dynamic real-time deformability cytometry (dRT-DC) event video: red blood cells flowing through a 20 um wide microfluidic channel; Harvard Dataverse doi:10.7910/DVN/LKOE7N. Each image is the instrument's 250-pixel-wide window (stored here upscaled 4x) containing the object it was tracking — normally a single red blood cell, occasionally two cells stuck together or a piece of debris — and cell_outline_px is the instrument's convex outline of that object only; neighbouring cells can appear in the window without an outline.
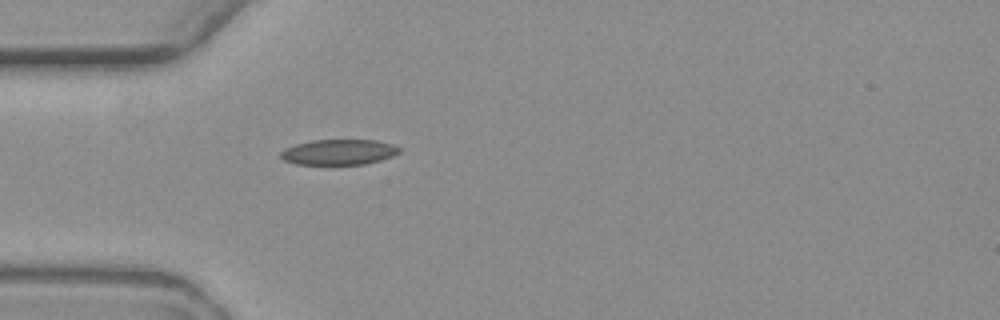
{"species": "common noctule bat (a hibernating species)", "species_latin": "Nyctalus noctula", "temperature_condition": "warm", "stored_images_in_passage": 1, "camera_frame_rate_fps": 3000, "um_per_image_px": 0.085, "animal": {"sex": "female", "body_mass_g": 19.3, "forearm_length_mm": 54.1}, "frame": {"image": 1, "passage_image": 1, "time_ms": 0.0, "image_size_px": [1000, 320], "cell_outline_px": [[400, 152], [392, 156], [380, 160], [364, 164], [296, 164], [284, 160], [280, 156], [280, 152], [284, 148], [296, 144], [312, 140], [376, 140], [392, 144], [400, 148]], "centroid_in_image_um": [28.78, 12.92], "position_along_channel_um": 56.2, "area_um2": 17.51}}